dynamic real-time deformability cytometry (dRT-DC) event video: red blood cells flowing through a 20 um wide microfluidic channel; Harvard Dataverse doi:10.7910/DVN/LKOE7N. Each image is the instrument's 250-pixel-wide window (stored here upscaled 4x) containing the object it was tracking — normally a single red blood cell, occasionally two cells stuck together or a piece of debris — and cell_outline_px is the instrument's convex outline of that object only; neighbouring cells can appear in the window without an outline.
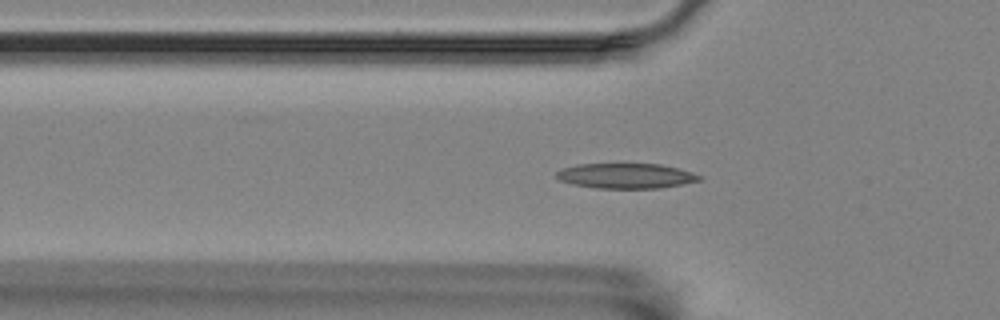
{"species": "Egyptian fruit bat (a non-hibernating species)", "species_latin": "Rousettus aegyptiacus", "temperature_condition": "room temperature", "stored_images_in_passage": 42, "camera_frame_rate_fps": 3000, "um_per_image_px": 0.085, "animal": {"sex": "female"}, "frame": {"image": 1, "passage_image": 3, "time_ms": 0.667, "image_size_px": [1000, 320], "cell_outline_px": [[704, 176], [700, 180], [660, 188], [596, 188], [572, 184], [556, 180], [556, 172], [564, 168], [576, 164], [660, 164], [692, 172]], "centroid_in_image_um": [53.17, 14.95], "position_along_channel_um": 72.6, "area_um2": 20.87}}
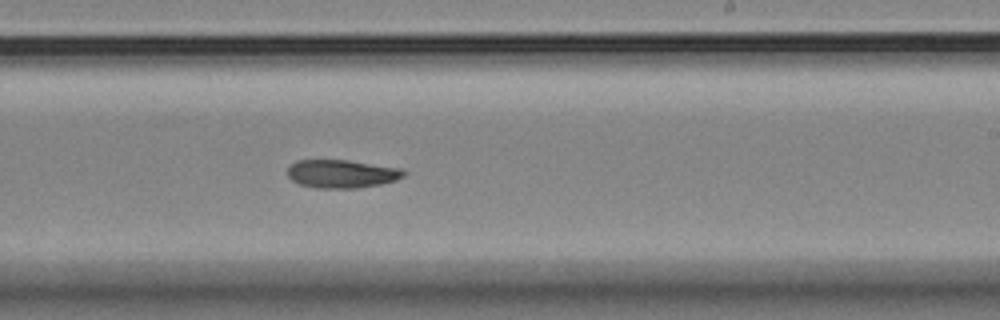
{"frame": {"image": 2, "passage_image": 19, "time_ms": 6.0, "image_size_px": [1000, 320], "cell_outline_px": [[404, 176], [396, 180], [380, 184], [356, 188], [312, 188], [296, 184], [288, 176], [288, 168], [296, 160], [348, 160], [404, 168]], "centroid_in_image_um": [29.03, 14.77], "position_along_channel_um": 260.0, "area_um2": 19.31}}
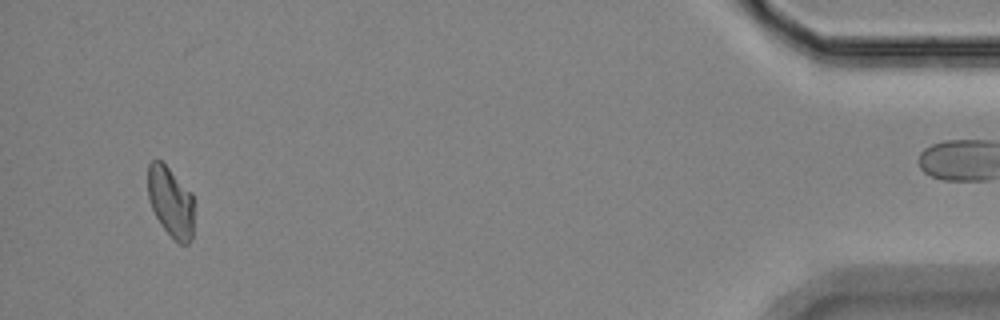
{"frame": {"image": 3, "passage_image": 39, "time_ms": 12.667, "image_size_px": [1000, 320], "cell_outline_px": [[192, 240], [188, 244], [180, 244], [160, 224], [148, 200], [148, 164], [152, 160], [160, 160], [192, 192]], "centroid_in_image_um": [14.49, 17.15], "position_along_channel_um": 420.7, "area_um2": 18.67}}